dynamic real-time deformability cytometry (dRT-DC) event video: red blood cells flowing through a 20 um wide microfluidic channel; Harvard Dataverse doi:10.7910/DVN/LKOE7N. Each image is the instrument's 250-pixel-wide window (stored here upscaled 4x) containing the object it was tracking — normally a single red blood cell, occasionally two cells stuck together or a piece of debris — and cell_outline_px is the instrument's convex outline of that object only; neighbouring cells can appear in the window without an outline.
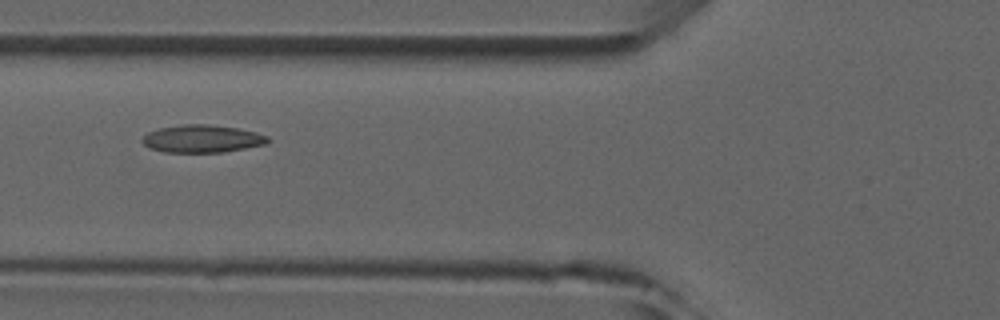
{"species": "common noctule bat (a hibernating species)", "species_latin": "Nyctalus noctula", "temperature_condition": "room temperature", "stored_images_in_passage": 3, "camera_frame_rate_fps": 3000, "um_per_image_px": 0.085, "animal": {"sex": "male", "forearm_length_mm": 52.5}, "frame": {"image": 1, "passage_image": 3, "time_ms": 2.333, "image_size_px": [1000, 320], "cell_outline_px": [[272, 140], [264, 144], [224, 152], [164, 152], [148, 148], [140, 140], [148, 132], [160, 128], [180, 124], [204, 124], [236, 128], [256, 132], [268, 136]], "centroid_in_image_um": [17.16, 11.79], "position_along_channel_um": 108.6, "area_um2": 20.17}}